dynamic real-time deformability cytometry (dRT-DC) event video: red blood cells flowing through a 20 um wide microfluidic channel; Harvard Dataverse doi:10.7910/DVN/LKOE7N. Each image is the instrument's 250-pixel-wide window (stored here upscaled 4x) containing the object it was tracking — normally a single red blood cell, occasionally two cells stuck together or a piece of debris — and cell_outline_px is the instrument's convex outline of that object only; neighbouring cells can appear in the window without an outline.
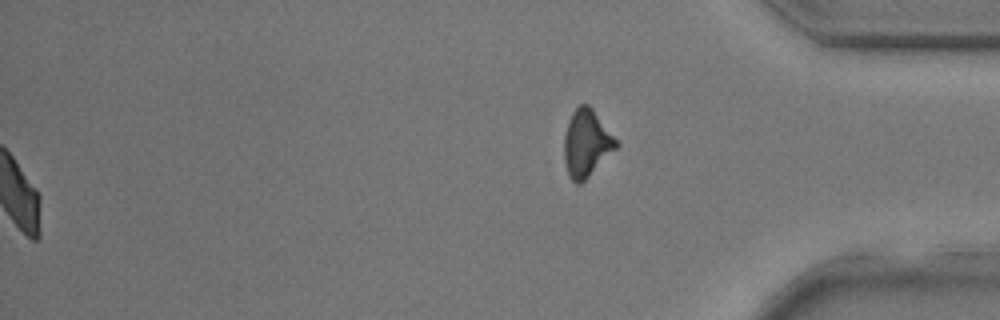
{"species": "common noctule bat (a hibernating species)", "species_latin": "Nyctalus noctula", "temperature_condition": "room temperature", "stored_images_in_passage": 35, "segment_of_instrument_passage": [2, 2], "camera_frame_rate_fps": 3000, "um_per_image_px": 0.085, "animal": {"sex": "male", "body_mass_g": 17.9, "forearm_length_mm": 54.2}, "frame": {"image": 1, "passage_image": 35, "time_ms": 11.333, "image_size_px": [1000, 320], "cell_outline_px": [[620, 144], [580, 184], [576, 184], [568, 176], [564, 160], [564, 136], [568, 120], [572, 112], [580, 104], [588, 104], [592, 108]], "centroid_in_image_um": [49.83, 12.17], "position_along_channel_um": 385.4, "area_um2": 20.11}}